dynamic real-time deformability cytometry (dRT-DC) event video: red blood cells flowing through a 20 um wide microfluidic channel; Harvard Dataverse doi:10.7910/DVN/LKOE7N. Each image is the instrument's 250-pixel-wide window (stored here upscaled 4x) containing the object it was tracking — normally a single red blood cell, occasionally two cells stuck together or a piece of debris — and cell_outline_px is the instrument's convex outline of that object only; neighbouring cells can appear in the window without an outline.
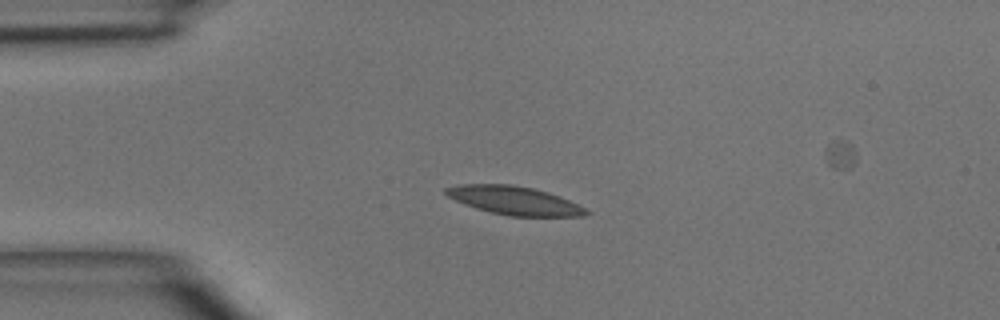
{"species": "common noctule bat (a hibernating species)", "species_latin": "Nyctalus noctula", "temperature_condition": "room temperature", "stored_images_in_passage": 4, "camera_frame_rate_fps": 3000, "um_per_image_px": 0.085, "animal": {"sex": "male", "body_mass_g": 15.6}, "frame": {"image": 1, "passage_image": 2, "time_ms": 1.333, "image_size_px": [1000, 320], "cell_outline_px": [[592, 212], [584, 216], [508, 216], [476, 208], [464, 204], [448, 196], [444, 192], [444, 188], [460, 184], [512, 184], [532, 188], [548, 192], [560, 196]], "centroid_in_image_um": [43.71, 17.04], "position_along_channel_um": 41.3, "area_um2": 23.12}}
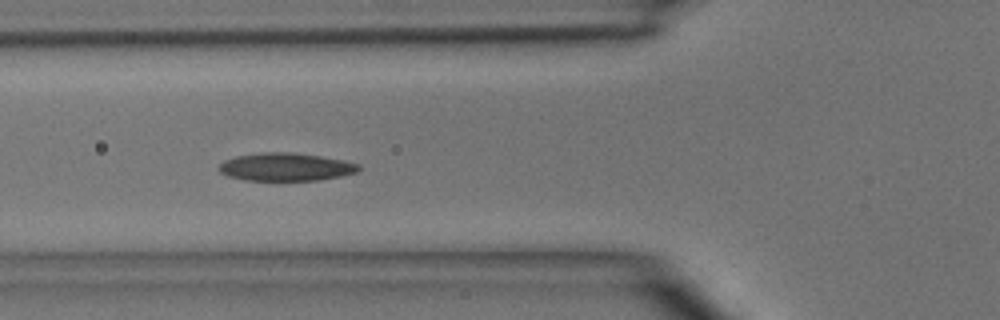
{"frame": {"image": 2, "passage_image": 4, "time_ms": 3.333, "image_size_px": [1000, 320], "cell_outline_px": [[360, 168], [356, 172], [340, 176], [320, 180], [244, 180], [228, 176], [220, 172], [216, 168], [224, 160], [236, 156], [260, 152], [292, 152], [320, 156], [344, 160], [360, 164]], "centroid_in_image_um": [24.26, 14.18], "position_along_channel_um": 101.5, "area_um2": 22.83}}